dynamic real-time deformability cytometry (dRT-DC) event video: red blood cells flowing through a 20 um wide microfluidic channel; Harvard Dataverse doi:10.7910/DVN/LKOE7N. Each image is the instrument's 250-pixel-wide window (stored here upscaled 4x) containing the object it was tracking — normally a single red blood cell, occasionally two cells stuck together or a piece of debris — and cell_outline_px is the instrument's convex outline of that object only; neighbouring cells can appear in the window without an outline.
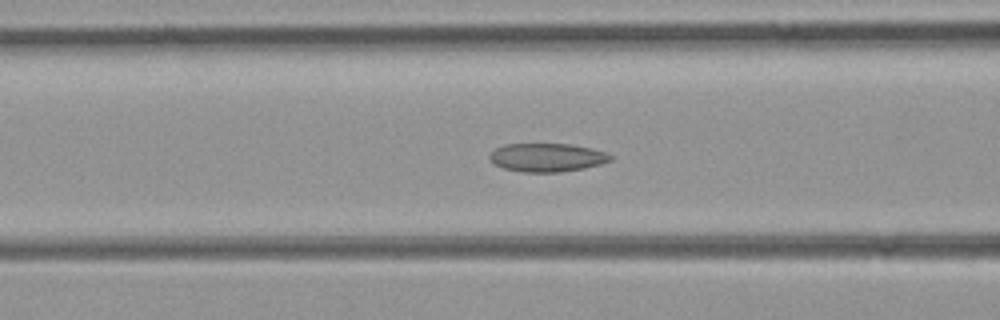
{"species": "common noctule bat (a hibernating species)", "species_latin": "Nyctalus noctula", "temperature_condition": "room temperature", "stored_images_in_passage": 34, "camera_frame_rate_fps": 3000, "um_per_image_px": 0.085, "animal": {"sex": "female", "body_mass_g": 21.9}, "frame": {"image": 1, "passage_image": 8, "time_ms": 2.333, "image_size_px": [1000, 320], "cell_outline_px": [[612, 160], [600, 164], [584, 168], [560, 172], [520, 172], [504, 168], [496, 164], [488, 156], [496, 148], [504, 144], [572, 144], [592, 148], [604, 152], [612, 156]], "centroid_in_image_um": [46.51, 13.38], "position_along_channel_um": 120.1, "area_um2": 19.94}}
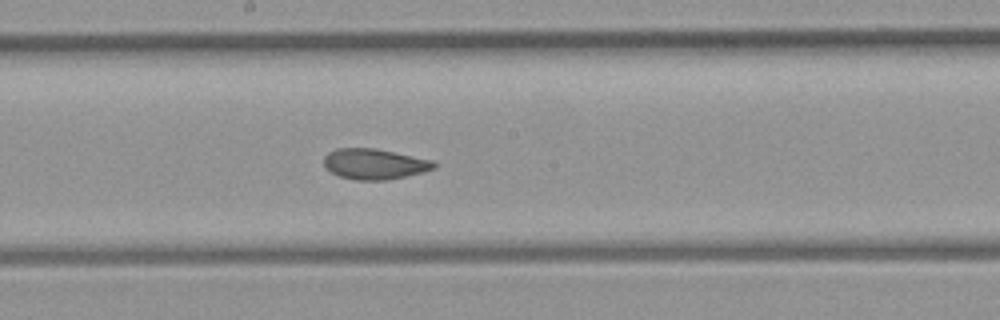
{"frame": {"image": 2, "passage_image": 15, "time_ms": 4.667, "image_size_px": [1000, 320], "cell_outline_px": [[436, 168], [424, 172], [388, 180], [356, 180], [340, 176], [332, 172], [324, 164], [324, 156], [328, 152], [336, 148], [376, 148], [432, 160], [436, 164]], "centroid_in_image_um": [31.84, 13.93], "position_along_channel_um": 216.4, "area_um2": 19.59}}
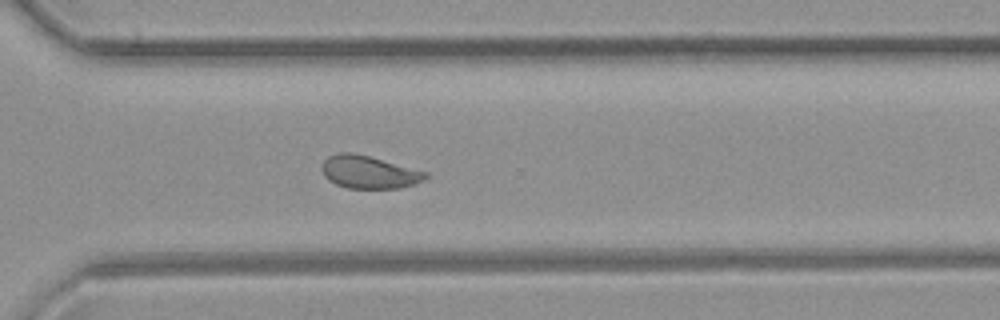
{"frame": {"image": 3, "passage_image": 24, "time_ms": 7.667, "image_size_px": [1000, 320], "cell_outline_px": [[428, 176], [424, 180], [416, 184], [400, 188], [348, 188], [336, 184], [328, 180], [324, 176], [320, 168], [324, 160], [328, 156], [340, 152], [352, 152], [368, 156], [428, 172]], "centroid_in_image_um": [31.34, 14.63], "position_along_channel_um": 339.3, "area_um2": 19.83}}